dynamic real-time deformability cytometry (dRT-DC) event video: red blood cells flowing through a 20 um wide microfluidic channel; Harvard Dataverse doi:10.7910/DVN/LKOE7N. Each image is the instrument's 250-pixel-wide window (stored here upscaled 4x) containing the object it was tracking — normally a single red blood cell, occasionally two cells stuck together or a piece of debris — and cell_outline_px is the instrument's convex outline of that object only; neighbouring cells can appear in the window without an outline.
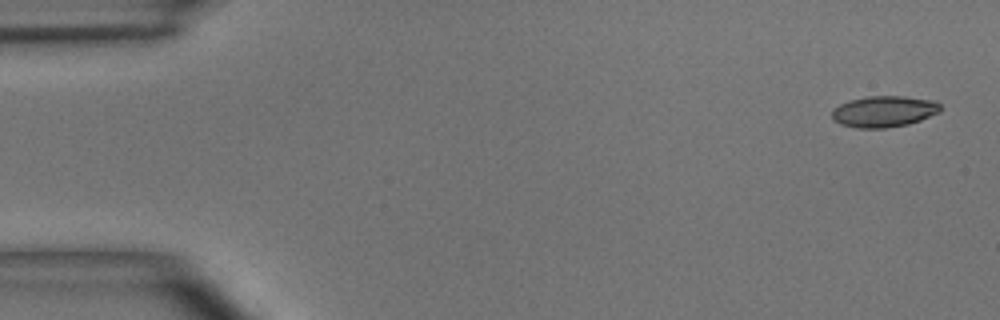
{"species": "common noctule bat (a hibernating species)", "species_latin": "Nyctalus noctula", "temperature_condition": "room temperature", "stored_images_in_passage": 6, "camera_frame_rate_fps": 3000, "um_per_image_px": 0.085, "animal": {"sex": "male", "body_mass_g": 15.6}, "frame": {"image": 1, "passage_image": 1, "time_ms": 0.0, "image_size_px": [1000, 320], "cell_outline_px": [[940, 112], [920, 120], [908, 124], [884, 128], [856, 128], [840, 124], [832, 120], [832, 108], [848, 100], [868, 96], [904, 96], [936, 100], [940, 104]], "centroid_in_image_um": [75.12, 9.47], "position_along_channel_um": 9.9, "area_um2": 19.94}}
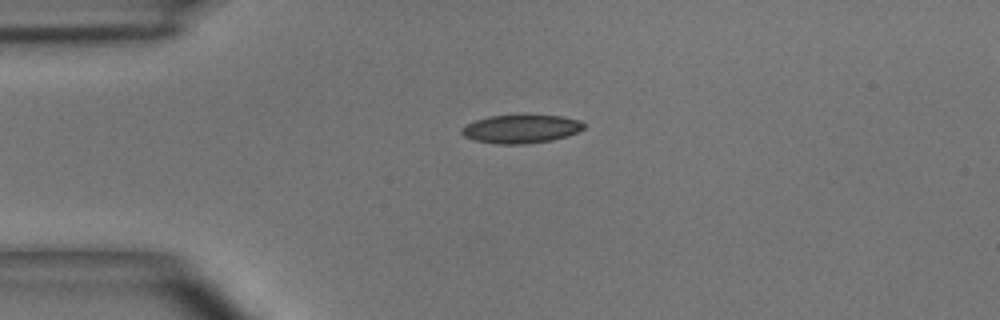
{"frame": {"image": 2, "passage_image": 4, "time_ms": 3.333, "image_size_px": [1000, 320], "cell_outline_px": [[584, 128], [568, 136], [552, 140], [524, 144], [500, 144], [472, 140], [464, 136], [460, 132], [460, 128], [464, 124], [488, 116], [560, 116], [580, 120], [584, 124]], "centroid_in_image_um": [44.23, 10.97], "position_along_channel_um": 40.8, "area_um2": 20.11}}
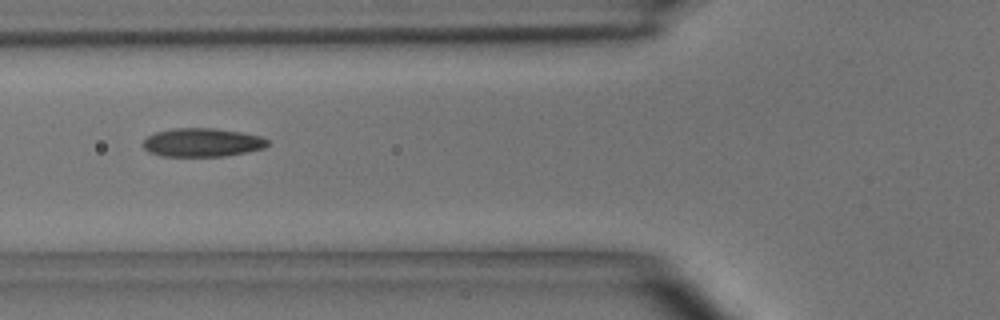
{"frame": {"image": 3, "passage_image": 6, "time_ms": 5.667, "image_size_px": [1000, 320], "cell_outline_px": [[268, 144], [264, 148], [224, 156], [160, 156], [148, 152], [144, 148], [144, 140], [148, 136], [156, 132], [172, 128], [216, 128], [240, 132], [260, 136], [268, 140]], "centroid_in_image_um": [17.16, 12.11], "position_along_channel_um": 108.6, "area_um2": 20.63}}